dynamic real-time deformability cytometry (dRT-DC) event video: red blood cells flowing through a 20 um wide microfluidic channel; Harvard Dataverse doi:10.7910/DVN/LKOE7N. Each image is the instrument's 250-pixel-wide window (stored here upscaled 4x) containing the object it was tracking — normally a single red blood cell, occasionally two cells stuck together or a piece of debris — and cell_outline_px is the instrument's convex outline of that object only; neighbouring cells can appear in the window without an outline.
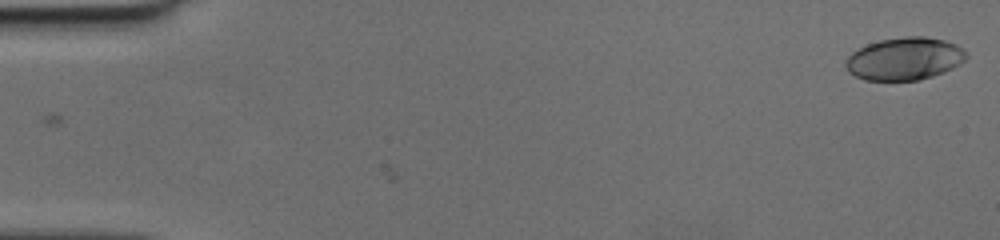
{"species": "human", "species_latin": "Homo sapiens", "temperature_condition": "cold", "stored_images_in_passage": 51, "camera_frame_rate_fps": 3000, "um_per_image_px": 0.085, "donor": {"sex": "female"}, "frame": {"image": 1, "passage_image": 1, "time_ms": 0.0, "image_size_px": [1000, 240], "cell_outline_px": [[968, 56], [960, 64], [944, 72], [932, 76], [916, 80], [864, 80], [848, 72], [844, 64], [848, 56], [852, 52], [868, 44], [880, 40], [904, 36], [924, 36], [944, 40], [956, 44]], "centroid_in_image_um": [76.86, 4.99], "position_along_channel_um": 8.1, "area_um2": 29.82}}
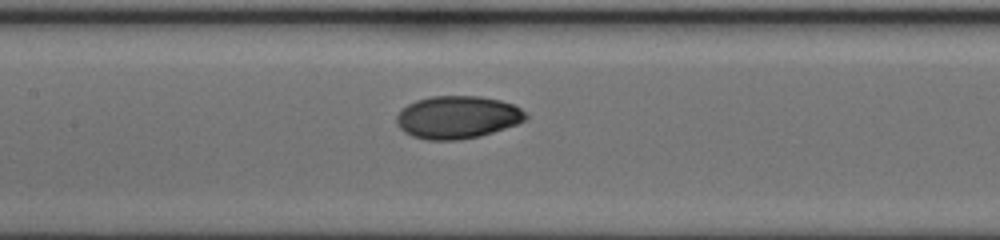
{"frame": {"image": 2, "passage_image": 25, "time_ms": 8.0, "image_size_px": [1000, 240], "cell_outline_px": [[528, 120], [480, 136], [456, 140], [428, 140], [412, 136], [404, 132], [396, 124], [396, 116], [408, 104], [416, 100], [432, 96], [480, 96], [500, 100], [512, 104], [520, 108], [528, 116]], "centroid_in_image_um": [38.88, 9.96], "position_along_channel_um": 168.5, "area_um2": 32.08}}
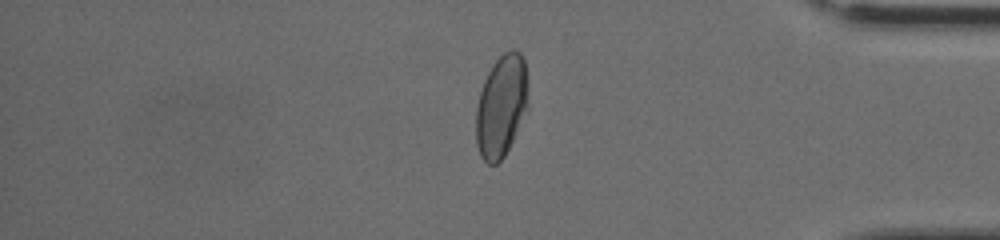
{"frame": {"image": 3, "passage_image": 43, "time_ms": 14.0, "image_size_px": [1000, 240], "cell_outline_px": [[528, 108], [504, 156], [496, 164], [488, 164], [480, 156], [476, 144], [476, 108], [480, 92], [484, 80], [492, 64], [508, 48], [512, 48], [520, 52], [524, 56], [528, 104]], "centroid_in_image_um": [42.6, 8.99], "position_along_channel_um": 392.6, "area_um2": 31.04}}